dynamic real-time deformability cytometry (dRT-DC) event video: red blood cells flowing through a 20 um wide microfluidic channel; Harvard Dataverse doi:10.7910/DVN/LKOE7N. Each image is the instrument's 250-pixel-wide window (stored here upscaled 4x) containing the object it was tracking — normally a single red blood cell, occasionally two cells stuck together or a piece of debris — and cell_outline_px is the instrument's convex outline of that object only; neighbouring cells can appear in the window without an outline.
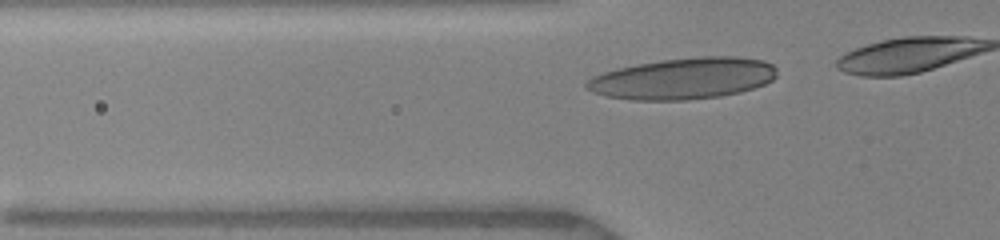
{"species": "human", "species_latin": "Homo sapiens", "temperature_condition": "warm", "stored_images_in_passage": 10, "camera_frame_rate_fps": 3000, "um_per_image_px": 0.085, "donor": {"sex": "female"}, "frame": {"image": 1, "passage_image": 5, "time_ms": 1.333, "image_size_px": [1000, 240], "cell_outline_px": [[776, 76], [772, 80], [764, 84], [740, 92], [720, 96], [688, 100], [632, 100], [604, 96], [592, 92], [584, 88], [584, 84], [592, 76], [616, 68], [636, 64], [660, 60], [704, 56], [736, 56], [764, 60], [772, 64], [776, 68]], "centroid_in_image_um": [58.04, 6.67], "position_along_channel_um": 67.8, "area_um2": 46.12}}